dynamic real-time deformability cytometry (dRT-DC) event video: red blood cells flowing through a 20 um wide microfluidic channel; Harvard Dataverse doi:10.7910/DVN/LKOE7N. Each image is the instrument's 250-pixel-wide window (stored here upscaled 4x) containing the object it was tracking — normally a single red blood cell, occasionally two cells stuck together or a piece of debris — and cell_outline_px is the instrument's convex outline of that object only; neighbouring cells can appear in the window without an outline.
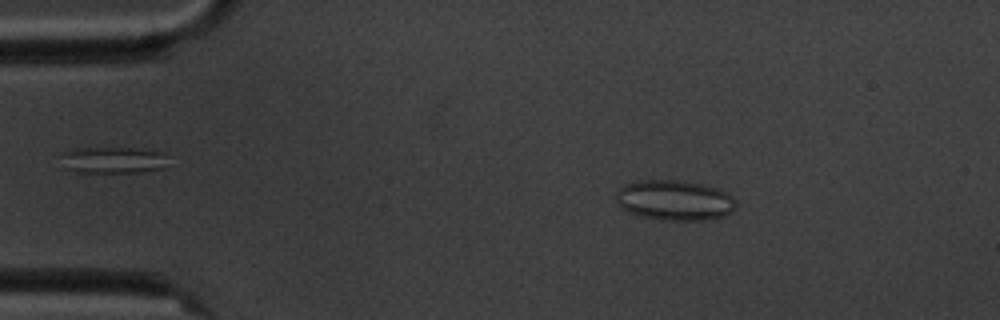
{"species": "common noctule bat (a hibernating species)", "species_latin": "Nyctalus noctula", "temperature_condition": "cold", "stored_images_in_passage": 3, "camera_frame_rate_fps": 3000, "um_per_image_px": 0.085, "animal": {"sex": "male", "body_mass_g": 20.1, "forearm_length_mm": 53.5}, "frame": {"image": 1, "passage_image": 1, "time_ms": 0.0, "image_size_px": [1000, 320], "cell_outline_px": [[736, 204], [724, 216], [700, 220], [664, 220], [644, 216], [628, 212], [620, 208], [616, 204], [616, 192], [624, 184], [644, 180], [680, 180], [700, 184], [716, 188], [728, 192], [736, 200]], "centroid_in_image_um": [57.3, 17.01], "position_along_channel_um": 27.7, "area_um2": 27.98}}